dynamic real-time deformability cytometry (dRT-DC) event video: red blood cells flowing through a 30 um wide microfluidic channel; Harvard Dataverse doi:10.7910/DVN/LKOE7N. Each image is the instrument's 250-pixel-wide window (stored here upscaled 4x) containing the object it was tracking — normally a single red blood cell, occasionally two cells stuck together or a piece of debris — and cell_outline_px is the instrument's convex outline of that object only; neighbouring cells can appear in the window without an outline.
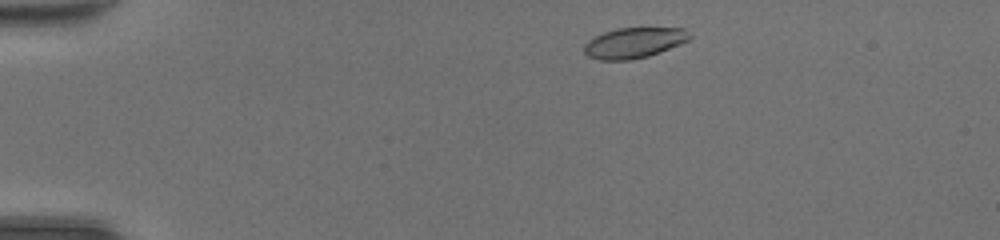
{"species": "common noctule bat (a hibernating species)", "species_latin": "Nyctalus noctula", "temperature_condition": "room temperature", "stored_images_in_passage": 41, "camera_frame_rate_fps": 3000, "um_per_image_px": 0.085, "animal": {"sex": "female", "body_mass_g": 20.0, "forearm_length_mm": 54.0}, "frame": {"image": 1, "passage_image": 3, "time_ms": 0.667, "image_size_px": [1000, 240], "cell_outline_px": [[692, 36], [688, 40], [680, 44], [660, 52], [648, 56], [628, 60], [600, 60], [588, 56], [584, 52], [584, 44], [588, 40], [604, 32], [616, 28], [684, 28]], "centroid_in_image_um": [53.88, 3.64], "position_along_channel_um": 31.1, "area_um2": 18.67}}
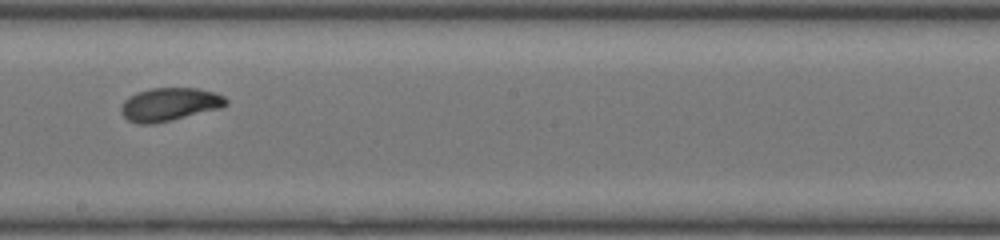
{"frame": {"image": 2, "passage_image": 22, "time_ms": 7.0, "image_size_px": [1000, 240], "cell_outline_px": [[228, 104], [220, 108], [172, 120], [152, 124], [136, 124], [128, 120], [120, 112], [120, 108], [124, 100], [128, 96], [136, 92], [152, 88], [196, 88], [212, 92], [224, 96], [228, 100]], "centroid_in_image_um": [14.37, 8.87], "position_along_channel_um": 233.8, "area_um2": 20.35}}
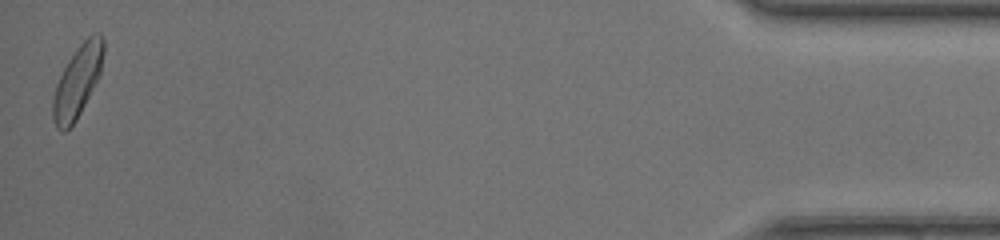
{"frame": {"image": 3, "passage_image": 41, "time_ms": 13.333, "image_size_px": [1000, 240], "cell_outline_px": [[104, 52], [100, 72], [76, 120], [64, 132], [60, 132], [56, 128], [52, 116], [52, 100], [56, 84], [68, 60], [80, 44], [92, 32], [100, 32], [104, 36]], "centroid_in_image_um": [6.58, 6.88], "position_along_channel_um": 428.6, "area_um2": 20.92}, "authors_computed_cell_mechanics": {"area_um2": 19.8832, "velocity_mm_per_s": 4.4044, "shape_relaxation_time_tau1_ms": 3.0588, "shape_relaxation_time_tau2_ms": 1.9882, "deformation_change_tau1": 0.1248, "deformation_change_tau2": 0.0644}}